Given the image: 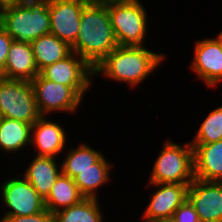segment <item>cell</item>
Wrapping results in <instances>:
<instances>
[{"instance_id":"cell-1","label":"cell","mask_w":222,"mask_h":222,"mask_svg":"<svg viewBox=\"0 0 222 222\" xmlns=\"http://www.w3.org/2000/svg\"><path fill=\"white\" fill-rule=\"evenodd\" d=\"M165 53L155 52L144 47L120 46L118 45L107 55L95 68V77H105L109 81L127 84L131 89L150 78L162 67L166 59ZM156 70V71H155Z\"/></svg>"},{"instance_id":"cell-2","label":"cell","mask_w":222,"mask_h":222,"mask_svg":"<svg viewBox=\"0 0 222 222\" xmlns=\"http://www.w3.org/2000/svg\"><path fill=\"white\" fill-rule=\"evenodd\" d=\"M117 46L107 4L90 1L82 10L79 33L71 45L72 51L94 69Z\"/></svg>"},{"instance_id":"cell-3","label":"cell","mask_w":222,"mask_h":222,"mask_svg":"<svg viewBox=\"0 0 222 222\" xmlns=\"http://www.w3.org/2000/svg\"><path fill=\"white\" fill-rule=\"evenodd\" d=\"M49 0H25L1 9L0 25L13 40L31 43L50 34Z\"/></svg>"},{"instance_id":"cell-4","label":"cell","mask_w":222,"mask_h":222,"mask_svg":"<svg viewBox=\"0 0 222 222\" xmlns=\"http://www.w3.org/2000/svg\"><path fill=\"white\" fill-rule=\"evenodd\" d=\"M117 44L120 46L144 47L150 34L148 14L141 0L105 2ZM146 42V43H145Z\"/></svg>"},{"instance_id":"cell-5","label":"cell","mask_w":222,"mask_h":222,"mask_svg":"<svg viewBox=\"0 0 222 222\" xmlns=\"http://www.w3.org/2000/svg\"><path fill=\"white\" fill-rule=\"evenodd\" d=\"M171 140L163 141L148 182L190 184L195 179L193 147L187 141L179 144Z\"/></svg>"},{"instance_id":"cell-6","label":"cell","mask_w":222,"mask_h":222,"mask_svg":"<svg viewBox=\"0 0 222 222\" xmlns=\"http://www.w3.org/2000/svg\"><path fill=\"white\" fill-rule=\"evenodd\" d=\"M0 114L32 125L42 116L30 81L0 77Z\"/></svg>"},{"instance_id":"cell-7","label":"cell","mask_w":222,"mask_h":222,"mask_svg":"<svg viewBox=\"0 0 222 222\" xmlns=\"http://www.w3.org/2000/svg\"><path fill=\"white\" fill-rule=\"evenodd\" d=\"M10 176L0 182V200L6 210L2 216H29L46 209L45 200L22 174Z\"/></svg>"},{"instance_id":"cell-8","label":"cell","mask_w":222,"mask_h":222,"mask_svg":"<svg viewBox=\"0 0 222 222\" xmlns=\"http://www.w3.org/2000/svg\"><path fill=\"white\" fill-rule=\"evenodd\" d=\"M31 84L42 116L63 112L74 114L84 102L83 98L73 88L49 81L40 74L31 81Z\"/></svg>"},{"instance_id":"cell-9","label":"cell","mask_w":222,"mask_h":222,"mask_svg":"<svg viewBox=\"0 0 222 222\" xmlns=\"http://www.w3.org/2000/svg\"><path fill=\"white\" fill-rule=\"evenodd\" d=\"M39 74L49 81L73 88L83 99L93 87L94 69L73 51L58 62L43 68Z\"/></svg>"},{"instance_id":"cell-10","label":"cell","mask_w":222,"mask_h":222,"mask_svg":"<svg viewBox=\"0 0 222 222\" xmlns=\"http://www.w3.org/2000/svg\"><path fill=\"white\" fill-rule=\"evenodd\" d=\"M194 45L189 69L206 87L215 89L222 83V37L218 33L212 38L198 39Z\"/></svg>"},{"instance_id":"cell-11","label":"cell","mask_w":222,"mask_h":222,"mask_svg":"<svg viewBox=\"0 0 222 222\" xmlns=\"http://www.w3.org/2000/svg\"><path fill=\"white\" fill-rule=\"evenodd\" d=\"M146 183L154 192L149 194L151 198L143 210V222L170 221L175 210L187 199L190 184Z\"/></svg>"},{"instance_id":"cell-12","label":"cell","mask_w":222,"mask_h":222,"mask_svg":"<svg viewBox=\"0 0 222 222\" xmlns=\"http://www.w3.org/2000/svg\"><path fill=\"white\" fill-rule=\"evenodd\" d=\"M90 1L49 0L50 34L71 46L79 33L82 10Z\"/></svg>"},{"instance_id":"cell-13","label":"cell","mask_w":222,"mask_h":222,"mask_svg":"<svg viewBox=\"0 0 222 222\" xmlns=\"http://www.w3.org/2000/svg\"><path fill=\"white\" fill-rule=\"evenodd\" d=\"M50 116H41L31 128V148L37 156L60 158L68 146L66 129ZM62 154V155H61Z\"/></svg>"},{"instance_id":"cell-14","label":"cell","mask_w":222,"mask_h":222,"mask_svg":"<svg viewBox=\"0 0 222 222\" xmlns=\"http://www.w3.org/2000/svg\"><path fill=\"white\" fill-rule=\"evenodd\" d=\"M187 199L201 222H222V182L194 179L188 186Z\"/></svg>"},{"instance_id":"cell-15","label":"cell","mask_w":222,"mask_h":222,"mask_svg":"<svg viewBox=\"0 0 222 222\" xmlns=\"http://www.w3.org/2000/svg\"><path fill=\"white\" fill-rule=\"evenodd\" d=\"M33 156L31 155L32 160L28 162L27 167L24 168L25 170L22 172V176L45 200L56 179L62 173L61 162L55 157L34 155V152Z\"/></svg>"},{"instance_id":"cell-16","label":"cell","mask_w":222,"mask_h":222,"mask_svg":"<svg viewBox=\"0 0 222 222\" xmlns=\"http://www.w3.org/2000/svg\"><path fill=\"white\" fill-rule=\"evenodd\" d=\"M193 147L194 178L222 182V139Z\"/></svg>"},{"instance_id":"cell-17","label":"cell","mask_w":222,"mask_h":222,"mask_svg":"<svg viewBox=\"0 0 222 222\" xmlns=\"http://www.w3.org/2000/svg\"><path fill=\"white\" fill-rule=\"evenodd\" d=\"M39 74L31 43L13 40L4 67L3 78L32 81Z\"/></svg>"},{"instance_id":"cell-18","label":"cell","mask_w":222,"mask_h":222,"mask_svg":"<svg viewBox=\"0 0 222 222\" xmlns=\"http://www.w3.org/2000/svg\"><path fill=\"white\" fill-rule=\"evenodd\" d=\"M107 159L108 157L106 158L103 155L96 163L91 165V168L82 171L74 178L75 184L84 198L99 199L100 191L98 189L105 184L107 186L113 180L110 173L113 172L114 164Z\"/></svg>"},{"instance_id":"cell-19","label":"cell","mask_w":222,"mask_h":222,"mask_svg":"<svg viewBox=\"0 0 222 222\" xmlns=\"http://www.w3.org/2000/svg\"><path fill=\"white\" fill-rule=\"evenodd\" d=\"M32 124L11 118H1L0 121V153L13 155L30 149ZM28 147V148H27ZM27 148V149H25Z\"/></svg>"},{"instance_id":"cell-20","label":"cell","mask_w":222,"mask_h":222,"mask_svg":"<svg viewBox=\"0 0 222 222\" xmlns=\"http://www.w3.org/2000/svg\"><path fill=\"white\" fill-rule=\"evenodd\" d=\"M31 46L39 72L72 52L71 46L67 42L53 34L40 36L31 42Z\"/></svg>"},{"instance_id":"cell-21","label":"cell","mask_w":222,"mask_h":222,"mask_svg":"<svg viewBox=\"0 0 222 222\" xmlns=\"http://www.w3.org/2000/svg\"><path fill=\"white\" fill-rule=\"evenodd\" d=\"M67 147L66 153L62 157L61 171L62 174L74 179L82 171L91 168L103 153L96 148L90 147L86 143H81L76 147Z\"/></svg>"},{"instance_id":"cell-22","label":"cell","mask_w":222,"mask_h":222,"mask_svg":"<svg viewBox=\"0 0 222 222\" xmlns=\"http://www.w3.org/2000/svg\"><path fill=\"white\" fill-rule=\"evenodd\" d=\"M84 197L78 190L74 179L60 174L45 199V207L52 214L78 204Z\"/></svg>"},{"instance_id":"cell-23","label":"cell","mask_w":222,"mask_h":222,"mask_svg":"<svg viewBox=\"0 0 222 222\" xmlns=\"http://www.w3.org/2000/svg\"><path fill=\"white\" fill-rule=\"evenodd\" d=\"M100 206L99 199L84 198L78 204L54 213V222H103L104 212Z\"/></svg>"},{"instance_id":"cell-24","label":"cell","mask_w":222,"mask_h":222,"mask_svg":"<svg viewBox=\"0 0 222 222\" xmlns=\"http://www.w3.org/2000/svg\"><path fill=\"white\" fill-rule=\"evenodd\" d=\"M192 137L190 144H209L222 139V104L205 115Z\"/></svg>"},{"instance_id":"cell-25","label":"cell","mask_w":222,"mask_h":222,"mask_svg":"<svg viewBox=\"0 0 222 222\" xmlns=\"http://www.w3.org/2000/svg\"><path fill=\"white\" fill-rule=\"evenodd\" d=\"M170 222H201L196 209L186 199L174 212Z\"/></svg>"},{"instance_id":"cell-26","label":"cell","mask_w":222,"mask_h":222,"mask_svg":"<svg viewBox=\"0 0 222 222\" xmlns=\"http://www.w3.org/2000/svg\"><path fill=\"white\" fill-rule=\"evenodd\" d=\"M0 222H54V214L45 209L29 216H1Z\"/></svg>"},{"instance_id":"cell-27","label":"cell","mask_w":222,"mask_h":222,"mask_svg":"<svg viewBox=\"0 0 222 222\" xmlns=\"http://www.w3.org/2000/svg\"><path fill=\"white\" fill-rule=\"evenodd\" d=\"M12 42V37L0 25V77L3 76L7 55Z\"/></svg>"},{"instance_id":"cell-28","label":"cell","mask_w":222,"mask_h":222,"mask_svg":"<svg viewBox=\"0 0 222 222\" xmlns=\"http://www.w3.org/2000/svg\"><path fill=\"white\" fill-rule=\"evenodd\" d=\"M24 1L25 0H0V6L3 8L9 5L24 3Z\"/></svg>"},{"instance_id":"cell-29","label":"cell","mask_w":222,"mask_h":222,"mask_svg":"<svg viewBox=\"0 0 222 222\" xmlns=\"http://www.w3.org/2000/svg\"><path fill=\"white\" fill-rule=\"evenodd\" d=\"M91 1H95V2H109V1H122V0H91Z\"/></svg>"}]
</instances>
